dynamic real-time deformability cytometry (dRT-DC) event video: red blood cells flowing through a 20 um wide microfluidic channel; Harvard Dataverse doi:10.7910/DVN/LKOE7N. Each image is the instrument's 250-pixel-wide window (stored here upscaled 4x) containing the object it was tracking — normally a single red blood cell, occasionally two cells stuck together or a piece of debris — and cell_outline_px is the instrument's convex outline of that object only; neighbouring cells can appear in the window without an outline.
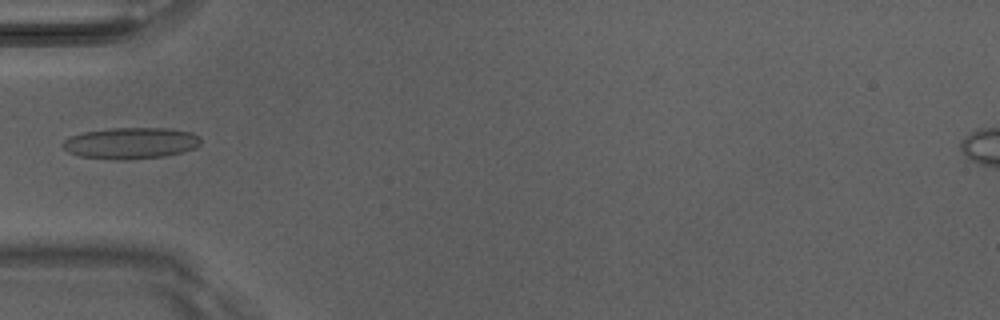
{"species": "Egyptian fruit bat (a non-hibernating species)", "species_latin": "Rousettus aegyptiacus", "temperature_condition": "room temperature", "stored_images_in_passage": 5, "camera_frame_rate_fps": 3000, "um_per_image_px": 0.085, "animal": {"sex": "male"}, "frame": {"image": 1, "passage_image": 4, "time_ms": 1.0, "image_size_px": [1000, 320], "cell_outline_px": [[200, 144], [196, 148], [184, 152], [164, 156], [128, 160], [112, 160], [80, 156], [68, 152], [60, 144], [64, 140], [72, 136], [84, 132], [108, 128], [168, 128], [192, 132], [200, 136]], "centroid_in_image_um": [11.14, 12.17], "position_along_channel_um": 73.9, "area_um2": 25.49}}